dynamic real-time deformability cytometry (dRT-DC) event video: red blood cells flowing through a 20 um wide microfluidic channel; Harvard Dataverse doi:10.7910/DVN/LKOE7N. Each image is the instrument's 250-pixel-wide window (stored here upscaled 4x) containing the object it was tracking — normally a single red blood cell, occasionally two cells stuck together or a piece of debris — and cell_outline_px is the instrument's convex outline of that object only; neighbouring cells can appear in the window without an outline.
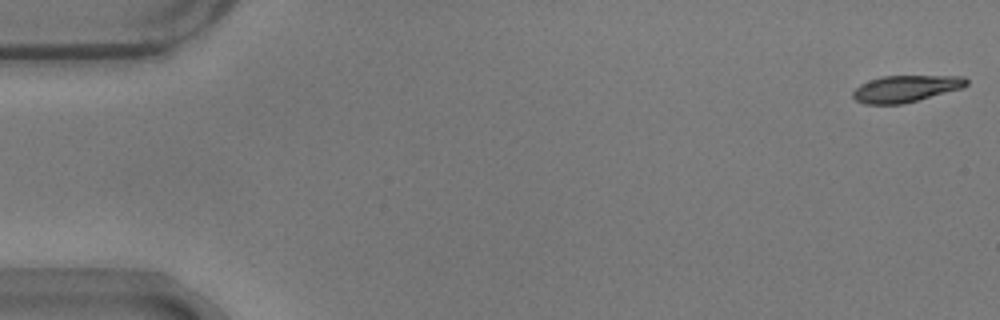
{"species": "common noctule bat (a hibernating species)", "species_latin": "Nyctalus noctula", "temperature_condition": "warm", "stored_images_in_passage": 54, "camera_frame_rate_fps": 3000, "um_per_image_px": 0.085, "animal": {"sex": "male", "body_mass_g": 17.9}, "frame": {"image": 1, "passage_image": 1, "time_ms": 0.0, "image_size_px": [1000, 320], "cell_outline_px": [[968, 84], [960, 88], [916, 100], [900, 104], [864, 104], [856, 100], [852, 96], [852, 92], [860, 84], [880, 76], [964, 76], [968, 80]], "centroid_in_image_um": [76.94, 7.53], "position_along_channel_um": 8.1, "area_um2": 17.4}}
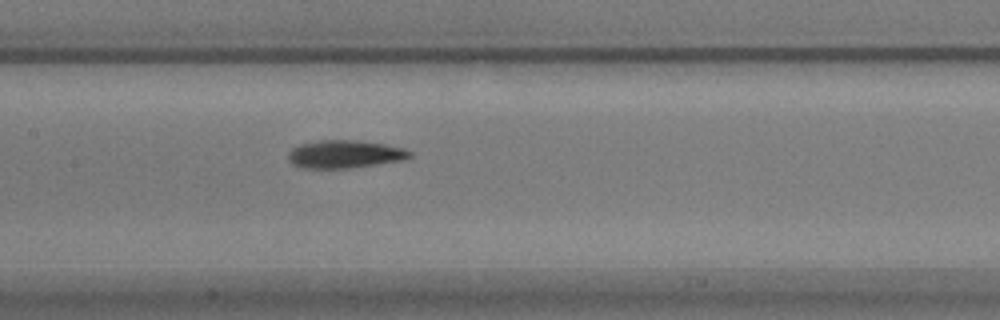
{"frame": {"image": 2, "passage_image": 26, "time_ms": 8.333, "image_size_px": [1000, 320], "cell_outline_px": [[412, 156], [408, 160], [348, 168], [300, 168], [292, 164], [288, 160], [288, 152], [292, 148], [300, 144], [320, 140], [356, 140], [384, 144], [404, 148], [412, 152]], "centroid_in_image_um": [29.32, 13.11], "position_along_channel_um": 178.1, "area_um2": 20.0}}
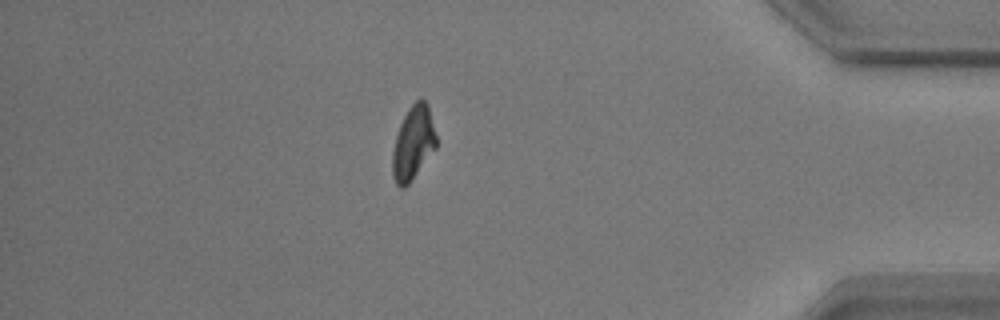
{"frame": {"image": 3, "passage_image": 47, "time_ms": 15.333, "image_size_px": [1000, 320], "cell_outline_px": [[436, 148], [408, 184], [404, 188], [400, 188], [396, 184], [392, 176], [392, 152], [396, 136], [400, 124], [408, 108], [420, 96], [428, 104], [436, 136]], "centroid_in_image_um": [35.11, 12.14], "position_along_channel_um": 400.1, "area_um2": 18.79}, "authors_computed_cell_mechanics": {"area_um2": 19.0162, "velocity_mm_per_s": 3.7094, "shape_relaxation_time_tau1_ms": 3.2699, "shape_relaxation_time_tau2_ms": null, "deformation_change_tau1": 0.1387, "deformation_change_tau2": null}}